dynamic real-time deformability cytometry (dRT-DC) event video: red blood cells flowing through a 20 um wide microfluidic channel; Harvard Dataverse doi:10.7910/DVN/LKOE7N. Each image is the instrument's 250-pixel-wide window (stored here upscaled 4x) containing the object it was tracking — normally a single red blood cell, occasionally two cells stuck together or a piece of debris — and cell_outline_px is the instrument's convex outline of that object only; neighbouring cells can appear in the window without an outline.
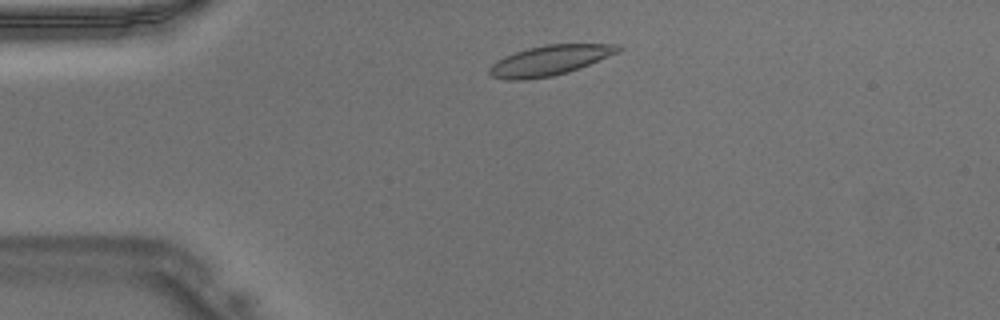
{"species": "Egyptian fruit bat (a non-hibernating species)", "species_latin": "Rousettus aegyptiacus", "temperature_condition": "warm", "stored_images_in_passage": 13, "camera_frame_rate_fps": 3000, "um_per_image_px": 0.085, "animal": {"sex": "male"}, "frame": {"image": 1, "passage_image": 4, "time_ms": 1.0, "image_size_px": [1000, 320], "cell_outline_px": [[624, 48], [620, 52], [580, 68], [568, 72], [552, 76], [524, 80], [508, 80], [492, 76], [488, 72], [488, 68], [496, 60], [504, 56], [528, 48], [548, 44], [620, 44]], "centroid_in_image_um": [46.75, 5.13], "position_along_channel_um": 38.2, "area_um2": 22.66}}
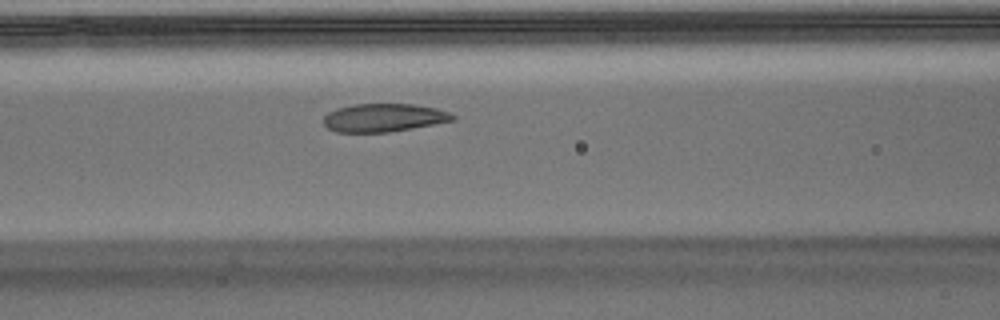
{"frame": {"image": 2, "passage_image": 13, "time_ms": 4.0, "image_size_px": [1000, 320], "cell_outline_px": [[456, 120], [412, 128], [388, 132], [336, 132], [328, 128], [324, 124], [324, 116], [328, 112], [336, 108], [356, 104], [412, 104], [436, 108], [448, 112], [456, 116]], "centroid_in_image_um": [32.62, 10.0], "position_along_channel_um": 134.0, "area_um2": 21.15}}